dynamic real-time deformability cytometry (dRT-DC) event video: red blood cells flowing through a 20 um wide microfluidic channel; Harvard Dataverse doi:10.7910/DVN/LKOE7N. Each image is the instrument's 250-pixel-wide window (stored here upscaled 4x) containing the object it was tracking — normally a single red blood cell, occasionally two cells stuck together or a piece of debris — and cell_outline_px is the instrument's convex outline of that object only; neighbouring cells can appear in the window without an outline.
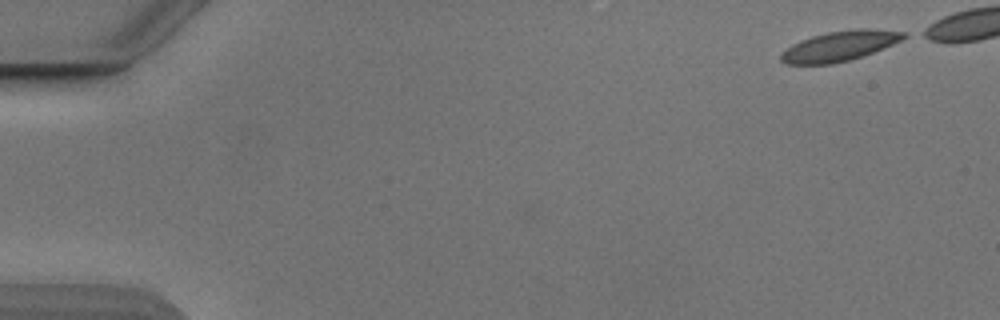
{"species": "Egyptian fruit bat (a non-hibernating species)", "species_latin": "Rousettus aegyptiacus", "temperature_condition": "cold", "stored_images_in_passage": 12, "camera_frame_rate_fps": 3000, "um_per_image_px": 0.085, "animal": {"sex": "male"}, "frame": {"image": 1, "passage_image": 1, "time_ms": 0.0, "image_size_px": [1000, 320], "cell_outline_px": [[908, 36], [892, 44], [872, 52], [848, 60], [832, 64], [788, 64], [780, 60], [780, 56], [792, 44], [800, 40], [812, 36], [828, 32], [860, 28], [908, 32]], "centroid_in_image_um": [71.36, 3.9], "position_along_channel_um": 13.6, "area_um2": 21.04}}